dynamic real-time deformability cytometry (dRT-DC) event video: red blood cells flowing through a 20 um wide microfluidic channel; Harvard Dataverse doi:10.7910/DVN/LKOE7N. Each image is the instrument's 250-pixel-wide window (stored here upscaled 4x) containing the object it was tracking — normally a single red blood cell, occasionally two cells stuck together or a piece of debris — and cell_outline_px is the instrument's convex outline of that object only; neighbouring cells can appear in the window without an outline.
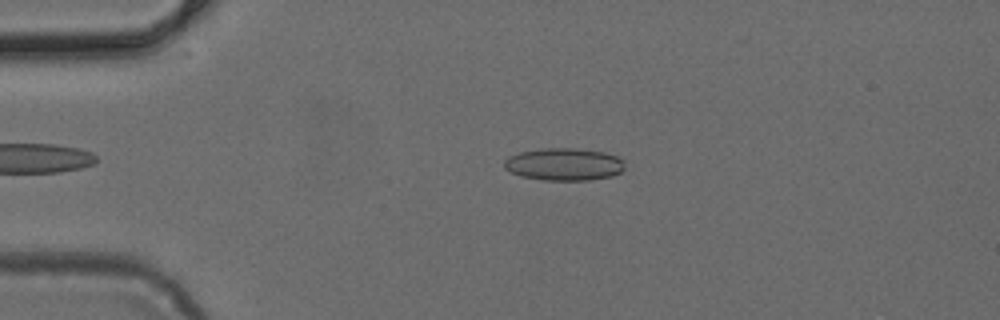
{"species": "common noctule bat (a hibernating species)", "species_latin": "Nyctalus noctula", "temperature_condition": "cold", "stored_images_in_passage": 5, "camera_frame_rate_fps": 3000, "um_per_image_px": 0.085, "animal": {"sex": "female", "body_mass_g": 24.6, "forearm_length_mm": 56.2}, "frame": {"image": 1, "passage_image": 4, "time_ms": 1.0, "image_size_px": [1000, 320], "cell_outline_px": [[624, 168], [620, 172], [612, 176], [588, 180], [540, 180], [520, 176], [504, 168], [504, 160], [508, 156], [520, 152], [540, 148], [576, 148], [604, 152], [616, 156], [624, 160]], "centroid_in_image_um": [47.93, 13.96], "position_along_channel_um": 37.1, "area_um2": 22.95}}